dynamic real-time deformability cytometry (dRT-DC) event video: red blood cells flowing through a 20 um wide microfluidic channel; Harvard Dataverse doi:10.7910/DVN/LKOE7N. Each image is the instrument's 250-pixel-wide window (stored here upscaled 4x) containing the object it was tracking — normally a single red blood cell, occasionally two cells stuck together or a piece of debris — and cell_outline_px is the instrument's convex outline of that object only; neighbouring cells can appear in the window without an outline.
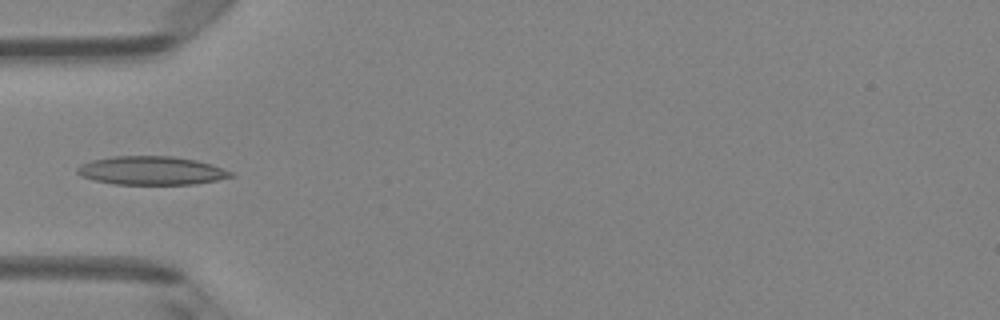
{"species": "Egyptian fruit bat (a non-hibernating species)", "species_latin": "Rousettus aegyptiacus", "temperature_condition": "room temperature", "stored_images_in_passage": 4, "camera_frame_rate_fps": 3000, "um_per_image_px": 0.085, "animal": {"sex": "female"}, "frame": {"image": 1, "passage_image": 4, "time_ms": 4.333, "image_size_px": [1000, 320], "cell_outline_px": [[236, 176], [196, 184], [112, 184], [80, 176], [76, 172], [76, 168], [80, 164], [92, 160], [112, 156], [172, 156], [196, 160], [212, 164], [232, 172]], "centroid_in_image_um": [12.86, 14.5], "position_along_channel_um": 72.1, "area_um2": 25.61}}